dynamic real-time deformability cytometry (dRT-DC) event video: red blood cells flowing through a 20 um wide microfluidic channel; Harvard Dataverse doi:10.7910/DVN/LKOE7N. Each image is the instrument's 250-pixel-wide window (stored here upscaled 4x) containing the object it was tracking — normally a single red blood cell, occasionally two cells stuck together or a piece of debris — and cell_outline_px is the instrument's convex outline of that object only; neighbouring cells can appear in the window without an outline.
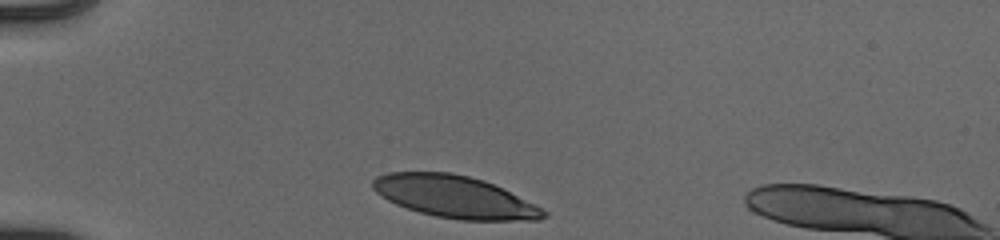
{"species": "human", "species_latin": "Homo sapiens", "temperature_condition": "cold", "stored_images_in_passage": 32, "camera_frame_rate_fps": 3000, "um_per_image_px": 0.085, "donor": {"sex": "male"}, "frame": {"image": 1, "passage_image": 1, "time_ms": 0.0, "image_size_px": [1000, 240], "cell_outline_px": [[548, 216], [540, 220], [460, 220], [436, 216], [420, 212], [396, 204], [380, 196], [372, 188], [372, 180], [376, 176], [388, 172], [452, 172], [484, 180], [504, 188], [544, 208], [548, 212]], "centroid_in_image_um": [38.69, 16.72], "position_along_channel_um": 46.3, "area_um2": 42.25}}
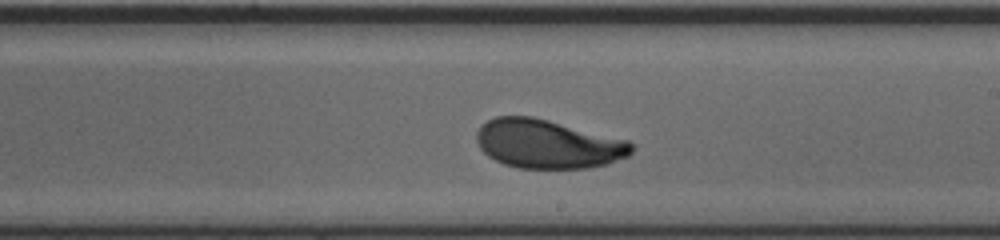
{"frame": {"image": 2, "passage_image": 19, "time_ms": 6.0, "image_size_px": [1000, 240], "cell_outline_px": [[632, 152], [628, 156], [608, 164], [588, 168], [516, 168], [504, 164], [488, 156], [480, 148], [476, 140], [476, 132], [488, 120], [496, 116], [532, 116], [628, 140], [632, 144]], "centroid_in_image_um": [46.56, 12.24], "position_along_channel_um": 242.4, "area_um2": 43.99}}
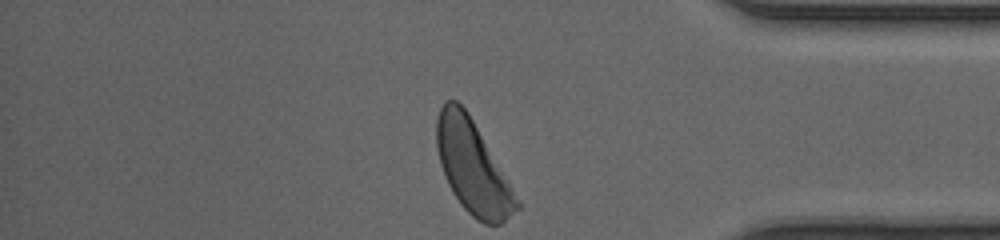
{"frame": {"image": 3, "passage_image": 32, "time_ms": 10.333, "image_size_px": [1000, 240], "cell_outline_px": [[520, 208], [500, 224], [484, 224], [476, 220], [460, 204], [452, 192], [444, 176], [440, 164], [436, 144], [436, 120], [440, 108], [448, 100], [456, 100], [468, 112], [520, 204]], "centroid_in_image_um": [40.13, 14.22], "position_along_channel_um": 395.1, "area_um2": 42.25}, "authors_computed_cell_mechanics": {"area_um2": 43.7546, "velocity_mm_per_s": 3.9081, "shape_relaxation_time_tau1_ms": 2.1805, "shape_relaxation_time_tau2_ms": null, "deformation_change_tau1": 0.1532, "deformation_change_tau2": null}}